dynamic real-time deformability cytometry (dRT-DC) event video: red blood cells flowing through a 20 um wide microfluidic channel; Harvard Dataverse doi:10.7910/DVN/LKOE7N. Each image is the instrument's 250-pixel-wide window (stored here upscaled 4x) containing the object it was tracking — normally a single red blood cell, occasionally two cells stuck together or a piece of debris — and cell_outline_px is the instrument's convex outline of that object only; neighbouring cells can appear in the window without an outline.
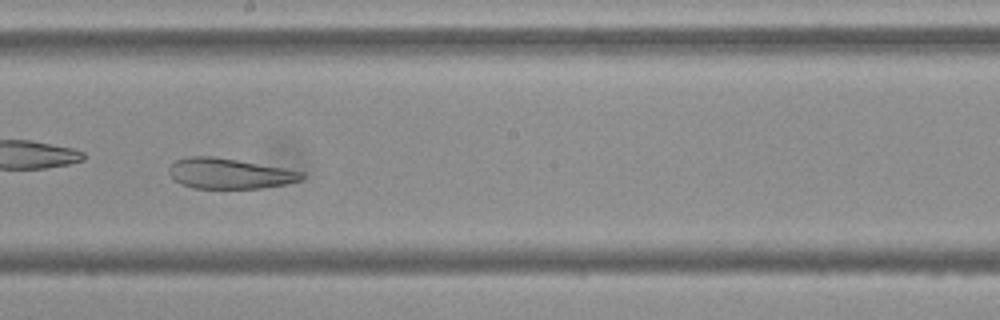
{"species": "Egyptian fruit bat (a non-hibernating species)", "species_latin": "Rousettus aegyptiacus", "temperature_condition": "cold", "stored_images_in_passage": 55, "camera_frame_rate_fps": 3000, "um_per_image_px": 0.085, "frame": {"image": 1, "passage_image": 32, "time_ms": 10.333, "image_size_px": [1000, 320], "cell_outline_px": [[304, 180], [284, 184], [260, 188], [192, 188], [180, 184], [172, 180], [168, 172], [168, 168], [176, 160], [188, 156], [212, 156], [284, 168], [304, 172]], "centroid_in_image_um": [19.46, 14.75], "position_along_channel_um": 228.7, "area_um2": 23.58}}